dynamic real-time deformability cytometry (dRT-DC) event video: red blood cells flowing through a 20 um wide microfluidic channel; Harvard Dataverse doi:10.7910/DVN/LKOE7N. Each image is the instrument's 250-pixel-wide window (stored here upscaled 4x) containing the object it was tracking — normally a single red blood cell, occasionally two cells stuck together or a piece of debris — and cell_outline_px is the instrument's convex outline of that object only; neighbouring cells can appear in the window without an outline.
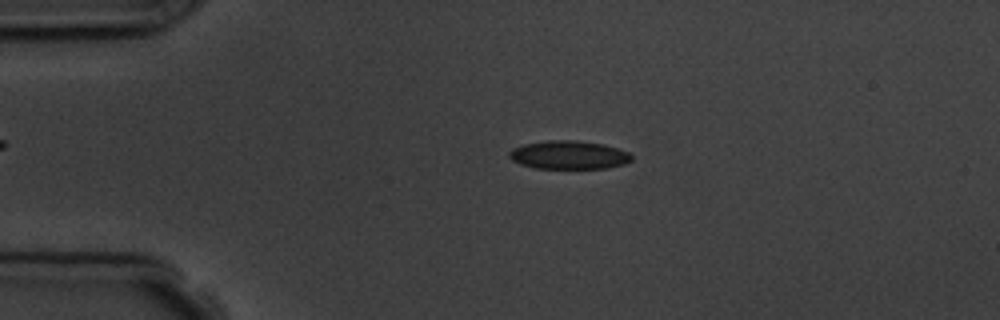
{"species": "common noctule bat (a hibernating species)", "species_latin": "Nyctalus noctula", "temperature_condition": "room temperature", "stored_images_in_passage": 4, "camera_frame_rate_fps": 3000, "um_per_image_px": 0.085, "animal": {"sex": "male", "body_mass_g": 19.5, "forearm_length_mm": 54.6}, "frame": {"image": 1, "passage_image": 3, "time_ms": 2.333, "image_size_px": [1000, 320], "cell_outline_px": [[632, 160], [624, 164], [608, 168], [536, 168], [520, 164], [512, 160], [508, 156], [508, 152], [512, 148], [524, 144], [548, 140], [576, 140], [604, 144], [628, 152], [632, 156]], "centroid_in_image_um": [48.33, 13.17], "position_along_channel_um": 36.7, "area_um2": 20.29}}